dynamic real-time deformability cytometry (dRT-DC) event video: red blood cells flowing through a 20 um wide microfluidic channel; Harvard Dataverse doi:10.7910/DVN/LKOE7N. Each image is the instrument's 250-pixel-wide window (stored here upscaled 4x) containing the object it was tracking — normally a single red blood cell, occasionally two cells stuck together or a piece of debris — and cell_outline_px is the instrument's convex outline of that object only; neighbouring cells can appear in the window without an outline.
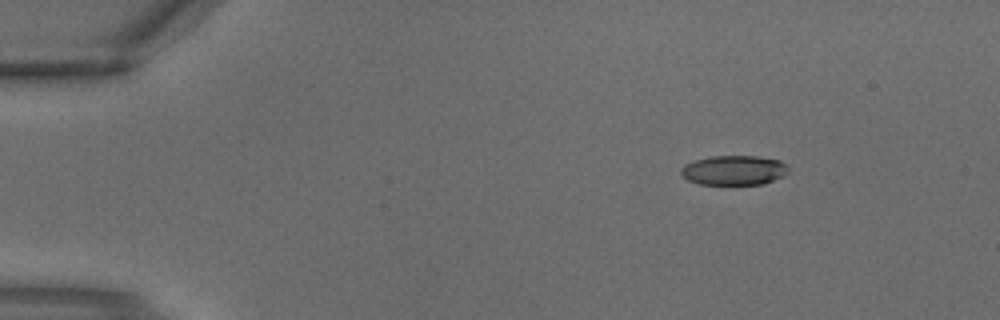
{"species": "common noctule bat (a hibernating species)", "species_latin": "Nyctalus noctula", "temperature_condition": "warm", "stored_images_in_passage": 3, "segment_of_instrument_passage": [1, 2], "camera_frame_rate_fps": 3000, "um_per_image_px": 0.085, "animal": {"sex": "male", "body_mass_g": 18.8}, "frame": {"image": 1, "passage_image": 1, "time_ms": 0.0, "image_size_px": [1000, 320], "cell_outline_px": [[788, 172], [784, 176], [764, 184], [700, 184], [688, 180], [680, 172], [680, 168], [684, 164], [696, 160], [712, 156], [756, 156], [780, 160], [788, 168]], "centroid_in_image_um": [62.39, 14.47], "position_along_channel_um": 22.6, "area_um2": 18.5}}